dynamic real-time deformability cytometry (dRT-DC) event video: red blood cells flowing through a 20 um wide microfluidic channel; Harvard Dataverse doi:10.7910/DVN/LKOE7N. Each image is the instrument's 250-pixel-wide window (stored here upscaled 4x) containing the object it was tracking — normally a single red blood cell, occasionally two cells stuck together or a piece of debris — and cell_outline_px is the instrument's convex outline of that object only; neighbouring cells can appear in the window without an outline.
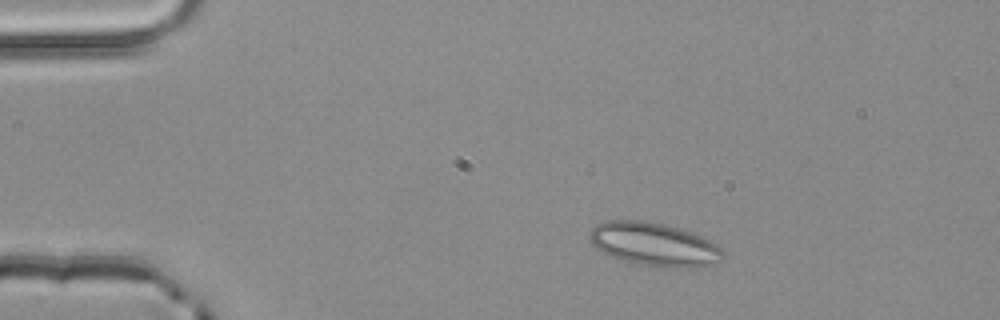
{"species": "common noctule bat (a hibernating species)", "species_latin": "Nyctalus noctula", "temperature_condition": "room temperature", "stored_images_in_passage": 2, "camera_frame_rate_fps": 3000, "um_per_image_px": 0.085, "animal": {"sex": "male", "body_mass_g": 20.4}, "frame": {"image": 1, "passage_image": 1, "time_ms": 0.0, "image_size_px": [1000, 320], "cell_outline_px": [[724, 256], [704, 264], [688, 268], [664, 268], [636, 264], [612, 256], [596, 248], [592, 244], [592, 228], [596, 224], [608, 220], [640, 220], [664, 224], [692, 232], [716, 244], [724, 252]], "centroid_in_image_um": [55.57, 20.76], "position_along_channel_um": 29.4, "area_um2": 33.06}}